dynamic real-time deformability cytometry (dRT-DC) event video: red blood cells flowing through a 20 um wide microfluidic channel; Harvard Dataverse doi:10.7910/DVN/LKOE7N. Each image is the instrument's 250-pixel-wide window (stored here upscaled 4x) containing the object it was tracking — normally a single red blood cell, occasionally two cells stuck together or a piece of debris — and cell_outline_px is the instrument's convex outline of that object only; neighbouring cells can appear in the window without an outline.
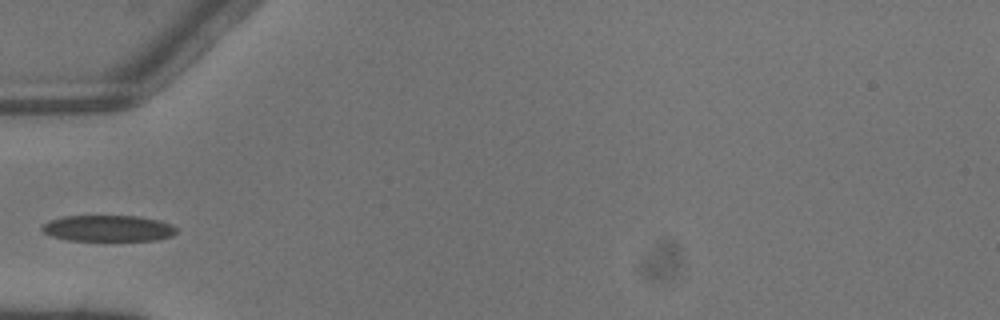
{"species": "common noctule bat (a hibernating species)", "species_latin": "Nyctalus noctula", "temperature_condition": "warm", "stored_images_in_passage": 3, "camera_frame_rate_fps": 3000, "um_per_image_px": 0.085, "animal": {"sex": "male", "body_mass_g": 13.3}, "frame": {"image": 1, "passage_image": 3, "time_ms": 0.667, "image_size_px": [1000, 320], "cell_outline_px": [[176, 232], [172, 236], [156, 240], [68, 240], [52, 236], [44, 232], [40, 228], [48, 220], [64, 216], [136, 216], [156, 220], [168, 224], [176, 228]], "centroid_in_image_um": [9.15, 19.41], "position_along_channel_um": 75.9, "area_um2": 20.23}}